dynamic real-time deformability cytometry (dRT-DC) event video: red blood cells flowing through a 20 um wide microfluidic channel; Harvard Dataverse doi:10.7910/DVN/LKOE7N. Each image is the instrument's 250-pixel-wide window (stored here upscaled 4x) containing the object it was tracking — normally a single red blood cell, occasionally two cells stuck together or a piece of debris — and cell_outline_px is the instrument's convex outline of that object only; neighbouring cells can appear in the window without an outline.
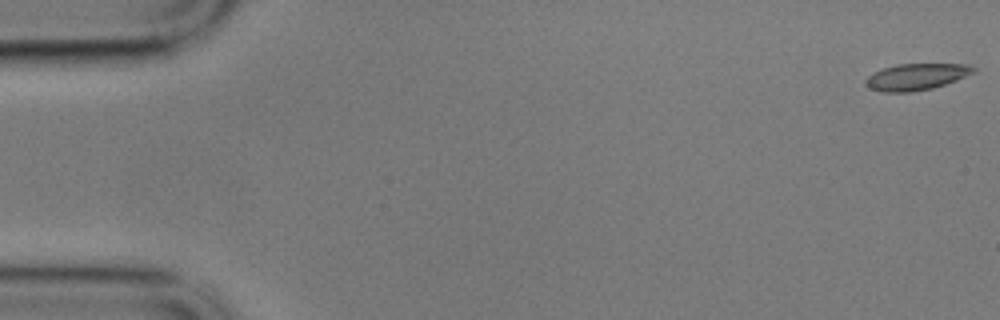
{"species": "common noctule bat (a hibernating species)", "species_latin": "Nyctalus noctula", "temperature_condition": "cold", "stored_images_in_passage": 56, "camera_frame_rate_fps": 3000, "um_per_image_px": 0.085, "animal": {"sex": "male", "body_mass_g": 17.9}, "frame": {"image": 1, "passage_image": 1, "time_ms": 0.0, "image_size_px": [1000, 320], "cell_outline_px": [[976, 72], [956, 80], [932, 88], [912, 92], [884, 92], [872, 88], [864, 84], [864, 80], [872, 72], [896, 64], [972, 64], [976, 68]], "centroid_in_image_um": [77.9, 6.52], "position_along_channel_um": 7.1, "area_um2": 16.7}}
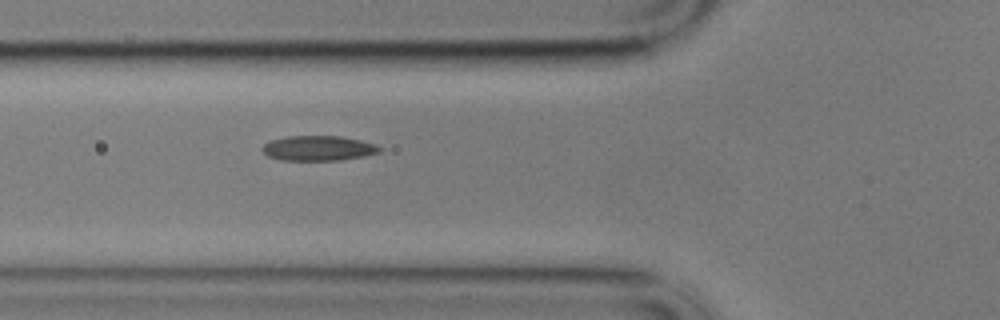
{"frame": {"image": 2, "passage_image": 21, "time_ms": 6.667, "image_size_px": [1000, 320], "cell_outline_px": [[384, 148], [380, 152], [364, 156], [340, 160], [280, 160], [268, 156], [260, 148], [264, 144], [272, 140], [288, 136], [340, 136], [360, 140], [376, 144]], "centroid_in_image_um": [27.09, 12.6], "position_along_channel_um": 98.7, "area_um2": 17.11}}
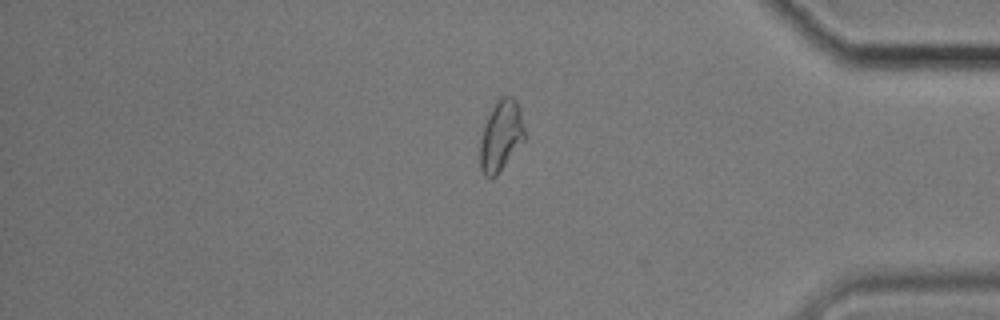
{"frame": {"image": 3, "passage_image": 49, "time_ms": 16.0, "image_size_px": [1000, 320], "cell_outline_px": [[528, 136], [496, 176], [492, 180], [484, 176], [480, 168], [480, 140], [484, 124], [496, 100], [500, 96], [512, 96], [516, 100], [520, 108]], "centroid_in_image_um": [42.61, 11.54], "position_along_channel_um": 392.6, "area_um2": 18.9}, "authors_computed_cell_mechanics": {"area_um2": 16.762, "velocity_mm_per_s": 3.429, "shape_relaxation_time_tau1_ms": 7.8744, "shape_relaxation_time_tau2_ms": 3.1996, "deformation_change_tau1": 0.1648, "deformation_change_tau2": 0.0794}}